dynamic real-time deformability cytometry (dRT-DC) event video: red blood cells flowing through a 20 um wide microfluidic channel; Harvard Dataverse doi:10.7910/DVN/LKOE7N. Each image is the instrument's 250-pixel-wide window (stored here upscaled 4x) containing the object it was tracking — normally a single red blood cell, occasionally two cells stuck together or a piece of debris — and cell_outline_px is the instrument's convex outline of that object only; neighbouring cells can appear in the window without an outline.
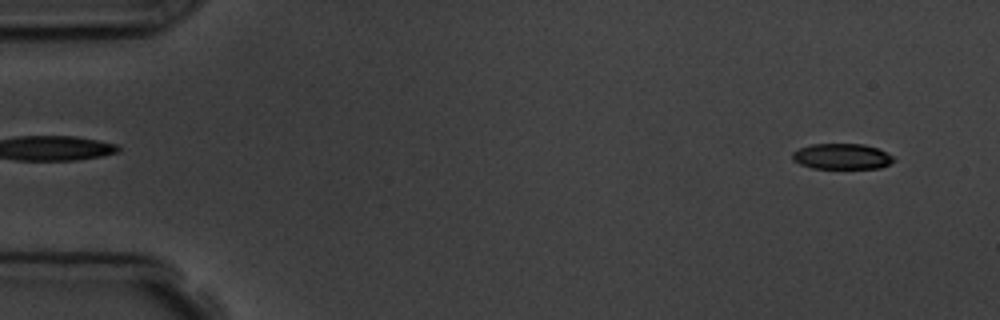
{"species": "common noctule bat (a hibernating species)", "species_latin": "Nyctalus noctula", "temperature_condition": "room temperature", "stored_images_in_passage": 4, "camera_frame_rate_fps": 3000, "um_per_image_px": 0.085, "animal": {"sex": "male", "body_mass_g": 19.5, "forearm_length_mm": 54.6}, "frame": {"image": 1, "passage_image": 1, "time_ms": 0.0, "image_size_px": [1000, 320], "cell_outline_px": [[896, 160], [880, 168], [812, 168], [800, 164], [792, 160], [792, 152], [800, 148], [812, 144], [864, 144], [876, 148], [892, 156]], "centroid_in_image_um": [71.53, 13.3], "position_along_channel_um": 13.5, "area_um2": 15.03}}
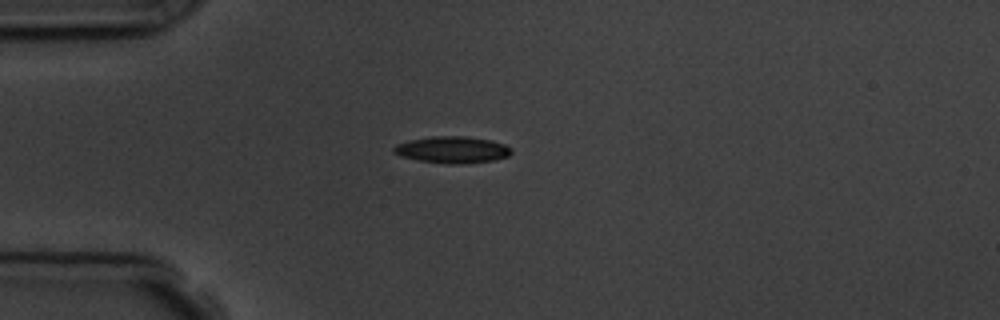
{"frame": {"image": 2, "passage_image": 4, "time_ms": 3.667, "image_size_px": [1000, 320], "cell_outline_px": [[512, 152], [508, 156], [492, 160], [464, 164], [448, 164], [420, 160], [400, 156], [392, 152], [392, 148], [396, 144], [408, 140], [432, 136], [464, 136], [488, 140], [504, 144], [512, 148]], "centroid_in_image_um": [38.41, 12.73], "position_along_channel_um": 46.6, "area_um2": 18.26}}